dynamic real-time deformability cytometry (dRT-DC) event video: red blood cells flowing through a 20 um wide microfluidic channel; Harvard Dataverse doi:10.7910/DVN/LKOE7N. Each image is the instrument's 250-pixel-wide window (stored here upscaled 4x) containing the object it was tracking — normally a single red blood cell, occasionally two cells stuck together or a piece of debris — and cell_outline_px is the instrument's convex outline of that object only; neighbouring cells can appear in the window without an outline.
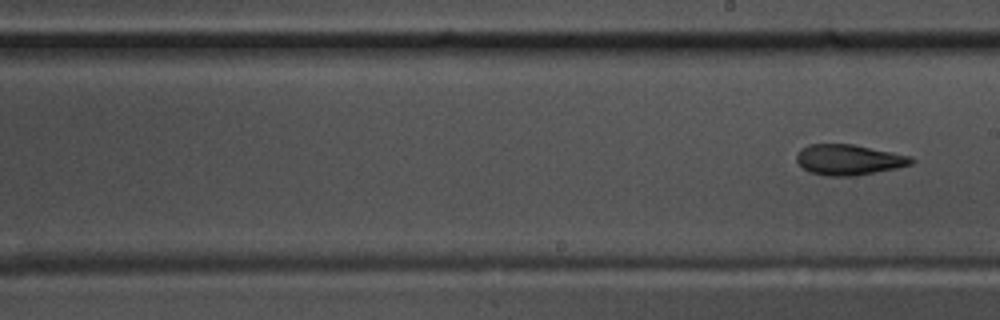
{"species": "common noctule bat (a hibernating species)", "species_latin": "Nyctalus noctula", "temperature_condition": "warm", "stored_images_in_passage": 18, "segment_of_instrument_passage": [2, 2], "camera_frame_rate_fps": 3000, "um_per_image_px": 0.085, "animal": {"sex": "male", "body_mass_g": 17.5, "forearm_length_mm": 52.3}, "frame": {"image": 1, "passage_image": 18, "time_ms": 5.667, "image_size_px": [1000, 320], "cell_outline_px": [[916, 160], [912, 164], [896, 168], [856, 176], [828, 176], [808, 172], [796, 160], [796, 156], [800, 148], [808, 144], [852, 144], [912, 156]], "centroid_in_image_um": [72.15, 13.58], "position_along_channel_um": 216.9, "area_um2": 20.52}}